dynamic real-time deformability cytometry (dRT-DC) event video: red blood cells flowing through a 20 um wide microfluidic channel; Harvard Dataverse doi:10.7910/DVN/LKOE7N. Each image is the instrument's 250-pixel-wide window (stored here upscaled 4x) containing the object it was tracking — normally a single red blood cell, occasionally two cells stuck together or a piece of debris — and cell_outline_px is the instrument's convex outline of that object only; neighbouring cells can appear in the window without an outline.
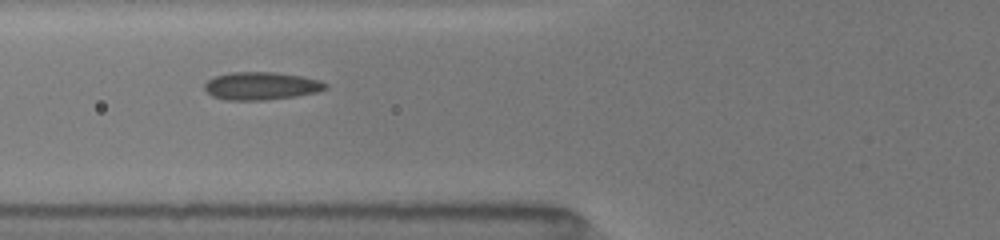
{"species": "common noctule bat (a hibernating species)", "species_latin": "Nyctalus noctula", "temperature_condition": "room temperature", "stored_images_in_passage": 9, "camera_frame_rate_fps": 3000, "um_per_image_px": 0.085, "animal": {"sex": "female", "body_mass_g": 19.5, "forearm_length_mm": 54.1}, "frame": {"image": 1, "passage_image": 4, "time_ms": 3.0, "image_size_px": [1000, 240], "cell_outline_px": [[328, 88], [316, 92], [296, 96], [264, 100], [228, 100], [212, 96], [204, 88], [204, 84], [208, 80], [216, 76], [228, 72], [276, 72], [300, 76], [320, 80], [328, 84]], "centroid_in_image_um": [22.21, 7.3], "position_along_channel_um": 103.6, "area_um2": 19.59}}
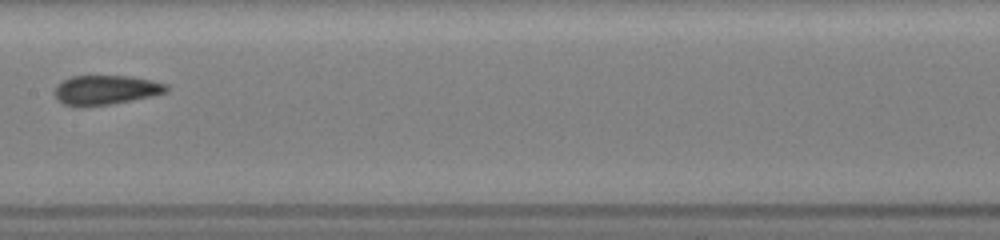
{"frame": {"image": 2, "passage_image": 6, "time_ms": 5.333, "image_size_px": [1000, 240], "cell_outline_px": [[168, 92], [152, 96], [112, 104], [80, 108], [76, 108], [64, 104], [52, 92], [64, 80], [72, 76], [128, 76], [152, 80], [168, 84]], "centroid_in_image_um": [9.0, 7.67], "position_along_channel_um": 198.4, "area_um2": 19.36}}